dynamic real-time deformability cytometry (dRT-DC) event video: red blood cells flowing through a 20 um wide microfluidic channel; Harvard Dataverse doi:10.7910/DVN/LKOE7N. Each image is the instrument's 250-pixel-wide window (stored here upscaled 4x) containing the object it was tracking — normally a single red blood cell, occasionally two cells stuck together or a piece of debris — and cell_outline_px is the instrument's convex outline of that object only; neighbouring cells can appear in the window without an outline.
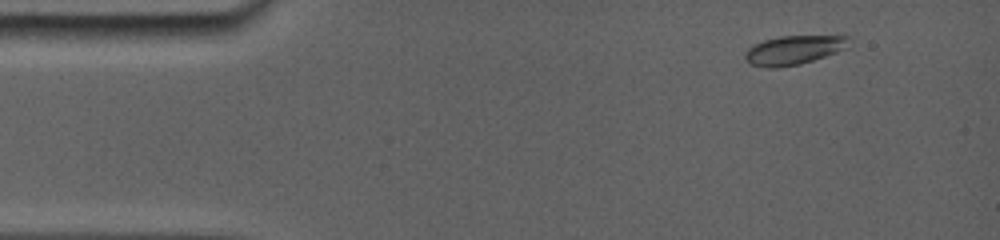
{"species": "common noctule bat (a hibernating species)", "species_latin": "Nyctalus noctula", "temperature_condition": "room temperature", "stored_images_in_passage": 40, "camera_frame_rate_fps": 5000, "um_per_image_px": 0.085, "animal": {"sex": "female", "body_mass_g": 19.0, "forearm_length_mm": 56.7}, "frame": {"image": 1, "passage_image": 3, "time_ms": 1.0, "image_size_px": [1000, 240], "cell_outline_px": [[852, 40], [844, 48], [836, 52], [800, 64], [776, 68], [764, 68], [748, 64], [744, 60], [744, 52], [752, 44], [764, 40], [780, 36], [844, 32], [852, 36]], "centroid_in_image_um": [67.55, 4.19], "position_along_channel_um": 17.5, "area_um2": 18.79}}
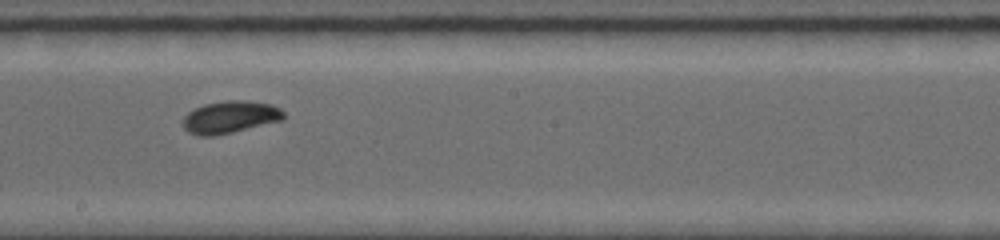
{"frame": {"image": 2, "passage_image": 23, "time_ms": 8.6, "image_size_px": [1000, 240], "cell_outline_px": [[284, 120], [232, 132], [212, 136], [200, 136], [188, 132], [184, 128], [184, 116], [188, 112], [204, 104], [224, 100], [248, 100], [272, 104], [280, 108], [284, 112]], "centroid_in_image_um": [19.59, 9.94], "position_along_channel_um": 228.6, "area_um2": 19.02}}
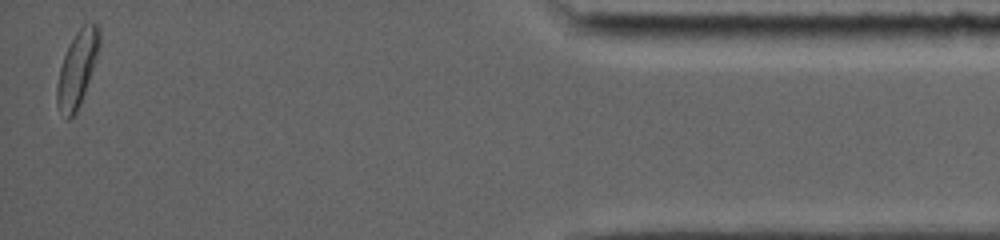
{"frame": {"image": 3, "passage_image": 39, "time_ms": 15.4, "image_size_px": [1000, 240], "cell_outline_px": [[100, 44], [80, 104], [76, 112], [68, 120], [64, 120], [56, 104], [56, 88], [60, 68], [64, 56], [76, 32], [84, 20], [96, 20], [100, 24]], "centroid_in_image_um": [6.57, 5.77], "position_along_channel_um": 428.6, "area_um2": 18.73}, "authors_computed_cell_mechanics": {"area_um2": 18.0047, "velocity_mm_per_s": 3.8514, "shape_relaxation_time_tau1_ms": 3.9403, "shape_relaxation_time_tau2_ms": null, "deformation_change_tau1": 0.1341, "deformation_change_tau2": null}}